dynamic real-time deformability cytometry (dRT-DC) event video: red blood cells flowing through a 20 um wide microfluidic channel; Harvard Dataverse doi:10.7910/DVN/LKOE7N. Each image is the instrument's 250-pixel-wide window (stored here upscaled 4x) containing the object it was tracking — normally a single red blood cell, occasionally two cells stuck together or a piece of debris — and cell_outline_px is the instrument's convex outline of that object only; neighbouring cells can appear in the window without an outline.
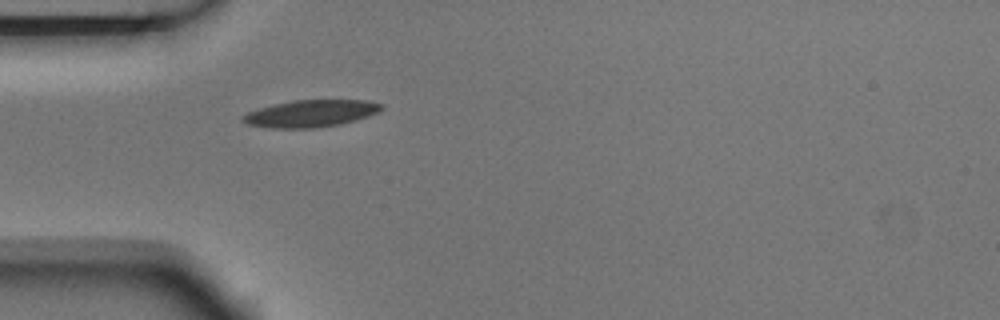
{"species": "Egyptian fruit bat (a non-hibernating species)", "species_latin": "Rousettus aegyptiacus", "temperature_condition": "room temperature", "stored_images_in_passage": 1, "camera_frame_rate_fps": 3000, "um_per_image_px": 0.085, "animal": {"sex": "male"}, "frame": {"image": 1, "passage_image": 1, "time_ms": 0.0, "image_size_px": [1000, 320], "cell_outline_px": [[384, 108], [380, 112], [356, 120], [340, 124], [316, 128], [268, 128], [248, 124], [240, 120], [240, 116], [248, 112], [260, 108], [292, 100], [364, 100], [384, 104]], "centroid_in_image_um": [26.43, 9.65], "position_along_channel_um": 58.6, "area_um2": 21.96}}